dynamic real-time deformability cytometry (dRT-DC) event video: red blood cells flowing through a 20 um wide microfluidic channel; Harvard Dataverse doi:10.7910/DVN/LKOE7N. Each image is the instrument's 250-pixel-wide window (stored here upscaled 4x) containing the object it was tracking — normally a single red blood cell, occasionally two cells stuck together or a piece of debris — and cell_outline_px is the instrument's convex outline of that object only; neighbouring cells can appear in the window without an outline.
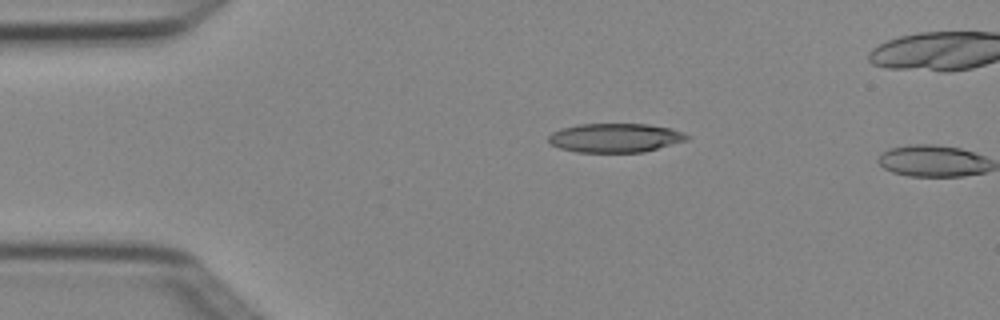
{"species": "Egyptian fruit bat (a non-hibernating species)", "species_latin": "Rousettus aegyptiacus", "temperature_condition": "cold", "stored_images_in_passage": 3, "camera_frame_rate_fps": 3000, "um_per_image_px": 0.085, "animal": {"sex": "female"}, "frame": {"image": 1, "passage_image": 2, "time_ms": 0.333, "image_size_px": [1000, 320], "cell_outline_px": [[688, 140], [644, 152], [576, 152], [560, 148], [552, 144], [548, 140], [548, 136], [552, 132], [560, 128], [576, 124], [648, 124], [672, 128], [684, 132], [688, 136]], "centroid_in_image_um": [52.29, 11.71], "position_along_channel_um": 32.7, "area_um2": 23.52}}